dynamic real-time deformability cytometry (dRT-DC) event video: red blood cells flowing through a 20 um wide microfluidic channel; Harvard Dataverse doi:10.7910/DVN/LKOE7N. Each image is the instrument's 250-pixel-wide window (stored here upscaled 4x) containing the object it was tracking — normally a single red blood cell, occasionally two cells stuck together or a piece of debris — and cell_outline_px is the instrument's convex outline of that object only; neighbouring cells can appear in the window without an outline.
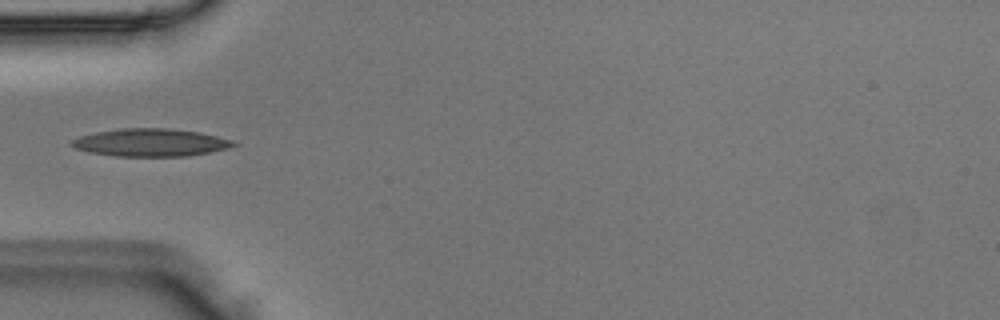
{"species": "Egyptian fruit bat (a non-hibernating species)", "species_latin": "Rousettus aegyptiacus", "temperature_condition": "room temperature", "stored_images_in_passage": 4, "camera_frame_rate_fps": 3000, "um_per_image_px": 0.085, "animal": {"sex": "male"}, "frame": {"image": 1, "passage_image": 4, "time_ms": 1.0, "image_size_px": [1000, 320], "cell_outline_px": [[240, 144], [228, 148], [188, 156], [116, 156], [92, 152], [76, 148], [68, 144], [72, 140], [80, 136], [96, 132], [120, 128], [164, 128], [200, 132], [232, 140]], "centroid_in_image_um": [12.81, 12.11], "position_along_channel_um": 72.2, "area_um2": 25.95}}